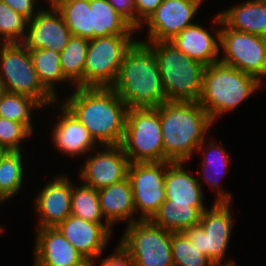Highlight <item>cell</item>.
I'll use <instances>...</instances> for the list:
<instances>
[{
    "instance_id": "1",
    "label": "cell",
    "mask_w": 266,
    "mask_h": 266,
    "mask_svg": "<svg viewBox=\"0 0 266 266\" xmlns=\"http://www.w3.org/2000/svg\"><path fill=\"white\" fill-rule=\"evenodd\" d=\"M99 146L120 145L127 106L111 87H76L62 102Z\"/></svg>"
},
{
    "instance_id": "2",
    "label": "cell",
    "mask_w": 266,
    "mask_h": 266,
    "mask_svg": "<svg viewBox=\"0 0 266 266\" xmlns=\"http://www.w3.org/2000/svg\"><path fill=\"white\" fill-rule=\"evenodd\" d=\"M128 109L156 108L167 101L153 49L136 40L126 51L111 87Z\"/></svg>"
},
{
    "instance_id": "3",
    "label": "cell",
    "mask_w": 266,
    "mask_h": 266,
    "mask_svg": "<svg viewBox=\"0 0 266 266\" xmlns=\"http://www.w3.org/2000/svg\"><path fill=\"white\" fill-rule=\"evenodd\" d=\"M156 109L160 114L165 162L187 163L214 122L198 102L166 101Z\"/></svg>"
},
{
    "instance_id": "4",
    "label": "cell",
    "mask_w": 266,
    "mask_h": 266,
    "mask_svg": "<svg viewBox=\"0 0 266 266\" xmlns=\"http://www.w3.org/2000/svg\"><path fill=\"white\" fill-rule=\"evenodd\" d=\"M256 77L221 62L206 66L198 103L211 120L244 103L262 85Z\"/></svg>"
},
{
    "instance_id": "5",
    "label": "cell",
    "mask_w": 266,
    "mask_h": 266,
    "mask_svg": "<svg viewBox=\"0 0 266 266\" xmlns=\"http://www.w3.org/2000/svg\"><path fill=\"white\" fill-rule=\"evenodd\" d=\"M145 43L155 53L167 101L198 102L205 66L178 50L171 41Z\"/></svg>"
},
{
    "instance_id": "6",
    "label": "cell",
    "mask_w": 266,
    "mask_h": 266,
    "mask_svg": "<svg viewBox=\"0 0 266 266\" xmlns=\"http://www.w3.org/2000/svg\"><path fill=\"white\" fill-rule=\"evenodd\" d=\"M230 204V202H214L210 208L207 206L199 224L188 227L182 232L215 266H235V262L230 259L223 263L234 223Z\"/></svg>"
},
{
    "instance_id": "7",
    "label": "cell",
    "mask_w": 266,
    "mask_h": 266,
    "mask_svg": "<svg viewBox=\"0 0 266 266\" xmlns=\"http://www.w3.org/2000/svg\"><path fill=\"white\" fill-rule=\"evenodd\" d=\"M120 146L130 163L165 161L159 111L128 109Z\"/></svg>"
},
{
    "instance_id": "8",
    "label": "cell",
    "mask_w": 266,
    "mask_h": 266,
    "mask_svg": "<svg viewBox=\"0 0 266 266\" xmlns=\"http://www.w3.org/2000/svg\"><path fill=\"white\" fill-rule=\"evenodd\" d=\"M0 80L4 91L28 96L42 108L58 102L40 83L22 43H0Z\"/></svg>"
},
{
    "instance_id": "9",
    "label": "cell",
    "mask_w": 266,
    "mask_h": 266,
    "mask_svg": "<svg viewBox=\"0 0 266 266\" xmlns=\"http://www.w3.org/2000/svg\"><path fill=\"white\" fill-rule=\"evenodd\" d=\"M172 232L151 220L127 224L118 243L131 257L134 266H174L171 251Z\"/></svg>"
},
{
    "instance_id": "10",
    "label": "cell",
    "mask_w": 266,
    "mask_h": 266,
    "mask_svg": "<svg viewBox=\"0 0 266 266\" xmlns=\"http://www.w3.org/2000/svg\"><path fill=\"white\" fill-rule=\"evenodd\" d=\"M136 40L132 35H110L89 40L84 87H112L126 51Z\"/></svg>"
},
{
    "instance_id": "11",
    "label": "cell",
    "mask_w": 266,
    "mask_h": 266,
    "mask_svg": "<svg viewBox=\"0 0 266 266\" xmlns=\"http://www.w3.org/2000/svg\"><path fill=\"white\" fill-rule=\"evenodd\" d=\"M219 62L256 77H266L265 37L228 27L221 20Z\"/></svg>"
},
{
    "instance_id": "12",
    "label": "cell",
    "mask_w": 266,
    "mask_h": 266,
    "mask_svg": "<svg viewBox=\"0 0 266 266\" xmlns=\"http://www.w3.org/2000/svg\"><path fill=\"white\" fill-rule=\"evenodd\" d=\"M166 169L165 161L129 164L128 178L132 187L135 213L140 211L139 220H151L166 200Z\"/></svg>"
},
{
    "instance_id": "13",
    "label": "cell",
    "mask_w": 266,
    "mask_h": 266,
    "mask_svg": "<svg viewBox=\"0 0 266 266\" xmlns=\"http://www.w3.org/2000/svg\"><path fill=\"white\" fill-rule=\"evenodd\" d=\"M205 0H163L144 24L148 26V40L143 42L171 41L192 22Z\"/></svg>"
},
{
    "instance_id": "14",
    "label": "cell",
    "mask_w": 266,
    "mask_h": 266,
    "mask_svg": "<svg viewBox=\"0 0 266 266\" xmlns=\"http://www.w3.org/2000/svg\"><path fill=\"white\" fill-rule=\"evenodd\" d=\"M104 150L95 152L86 158L80 169V178L87 186L96 190L118 183L128 177L130 164L120 145L104 146Z\"/></svg>"
},
{
    "instance_id": "15",
    "label": "cell",
    "mask_w": 266,
    "mask_h": 266,
    "mask_svg": "<svg viewBox=\"0 0 266 266\" xmlns=\"http://www.w3.org/2000/svg\"><path fill=\"white\" fill-rule=\"evenodd\" d=\"M42 8L28 21L22 44L27 49H51L61 53L72 36L70 29L53 4Z\"/></svg>"
},
{
    "instance_id": "16",
    "label": "cell",
    "mask_w": 266,
    "mask_h": 266,
    "mask_svg": "<svg viewBox=\"0 0 266 266\" xmlns=\"http://www.w3.org/2000/svg\"><path fill=\"white\" fill-rule=\"evenodd\" d=\"M57 228L88 262L102 257L113 230L110 224L93 223L72 215Z\"/></svg>"
},
{
    "instance_id": "17",
    "label": "cell",
    "mask_w": 266,
    "mask_h": 266,
    "mask_svg": "<svg viewBox=\"0 0 266 266\" xmlns=\"http://www.w3.org/2000/svg\"><path fill=\"white\" fill-rule=\"evenodd\" d=\"M35 198L37 228L57 227L71 215L72 181L65 174L50 180Z\"/></svg>"
},
{
    "instance_id": "18",
    "label": "cell",
    "mask_w": 266,
    "mask_h": 266,
    "mask_svg": "<svg viewBox=\"0 0 266 266\" xmlns=\"http://www.w3.org/2000/svg\"><path fill=\"white\" fill-rule=\"evenodd\" d=\"M34 266H87L88 261L57 227L37 228Z\"/></svg>"
},
{
    "instance_id": "19",
    "label": "cell",
    "mask_w": 266,
    "mask_h": 266,
    "mask_svg": "<svg viewBox=\"0 0 266 266\" xmlns=\"http://www.w3.org/2000/svg\"><path fill=\"white\" fill-rule=\"evenodd\" d=\"M216 15L214 21L219 25L218 28L217 26L214 28L216 36H213L205 27L194 23L184 28L171 40L178 50L205 67L219 62L221 17L220 14Z\"/></svg>"
},
{
    "instance_id": "20",
    "label": "cell",
    "mask_w": 266,
    "mask_h": 266,
    "mask_svg": "<svg viewBox=\"0 0 266 266\" xmlns=\"http://www.w3.org/2000/svg\"><path fill=\"white\" fill-rule=\"evenodd\" d=\"M60 107V119L56 121L51 132L53 144L58 147L59 152L78 157L97 150L96 142L87 128L64 104Z\"/></svg>"
},
{
    "instance_id": "21",
    "label": "cell",
    "mask_w": 266,
    "mask_h": 266,
    "mask_svg": "<svg viewBox=\"0 0 266 266\" xmlns=\"http://www.w3.org/2000/svg\"><path fill=\"white\" fill-rule=\"evenodd\" d=\"M100 208L105 221L111 226L118 222L128 220V224L137 222L139 218H133L135 207L133 203L132 187L129 178L114 183L98 190Z\"/></svg>"
},
{
    "instance_id": "22",
    "label": "cell",
    "mask_w": 266,
    "mask_h": 266,
    "mask_svg": "<svg viewBox=\"0 0 266 266\" xmlns=\"http://www.w3.org/2000/svg\"><path fill=\"white\" fill-rule=\"evenodd\" d=\"M183 166V162H167L164 182L166 200L191 203L194 207H206L201 188L204 183H199L198 179L186 172Z\"/></svg>"
},
{
    "instance_id": "23",
    "label": "cell",
    "mask_w": 266,
    "mask_h": 266,
    "mask_svg": "<svg viewBox=\"0 0 266 266\" xmlns=\"http://www.w3.org/2000/svg\"><path fill=\"white\" fill-rule=\"evenodd\" d=\"M230 28L266 37V0H249L219 13Z\"/></svg>"
},
{
    "instance_id": "24",
    "label": "cell",
    "mask_w": 266,
    "mask_h": 266,
    "mask_svg": "<svg viewBox=\"0 0 266 266\" xmlns=\"http://www.w3.org/2000/svg\"><path fill=\"white\" fill-rule=\"evenodd\" d=\"M205 141H207V138L198 146L196 151H199L202 153V163L200 165L201 173L203 174L202 178L198 179V182L200 183L201 180L203 182L207 183V185L211 186L213 190L218 189L217 196L215 198V202H230L232 203V194L229 193V191L225 192L223 189H221V184L219 180L217 179L220 177V175L223 176V174L228 173V167L230 164L229 162V153H227V150L223 148V145L220 146V144L215 145V141L209 142L205 144ZM206 145V146H205ZM205 146V148H204ZM203 170V171H202ZM213 174L214 177L210 174ZM221 176V177H222ZM209 183V184H208Z\"/></svg>"
},
{
    "instance_id": "25",
    "label": "cell",
    "mask_w": 266,
    "mask_h": 266,
    "mask_svg": "<svg viewBox=\"0 0 266 266\" xmlns=\"http://www.w3.org/2000/svg\"><path fill=\"white\" fill-rule=\"evenodd\" d=\"M207 207H194L191 203L165 200L151 221L172 233L183 232L186 228L199 224Z\"/></svg>"
},
{
    "instance_id": "26",
    "label": "cell",
    "mask_w": 266,
    "mask_h": 266,
    "mask_svg": "<svg viewBox=\"0 0 266 266\" xmlns=\"http://www.w3.org/2000/svg\"><path fill=\"white\" fill-rule=\"evenodd\" d=\"M92 30L97 37L133 35L134 29L107 0H90Z\"/></svg>"
},
{
    "instance_id": "27",
    "label": "cell",
    "mask_w": 266,
    "mask_h": 266,
    "mask_svg": "<svg viewBox=\"0 0 266 266\" xmlns=\"http://www.w3.org/2000/svg\"><path fill=\"white\" fill-rule=\"evenodd\" d=\"M53 5L61 14L73 36L87 40L95 39V33L92 30L90 0H57Z\"/></svg>"
},
{
    "instance_id": "28",
    "label": "cell",
    "mask_w": 266,
    "mask_h": 266,
    "mask_svg": "<svg viewBox=\"0 0 266 266\" xmlns=\"http://www.w3.org/2000/svg\"><path fill=\"white\" fill-rule=\"evenodd\" d=\"M89 40L71 36L60 53V65L67 81L76 87H84V66Z\"/></svg>"
},
{
    "instance_id": "29",
    "label": "cell",
    "mask_w": 266,
    "mask_h": 266,
    "mask_svg": "<svg viewBox=\"0 0 266 266\" xmlns=\"http://www.w3.org/2000/svg\"><path fill=\"white\" fill-rule=\"evenodd\" d=\"M28 50L40 83L59 101L55 85L57 82H67L60 65V53L51 49Z\"/></svg>"
},
{
    "instance_id": "30",
    "label": "cell",
    "mask_w": 266,
    "mask_h": 266,
    "mask_svg": "<svg viewBox=\"0 0 266 266\" xmlns=\"http://www.w3.org/2000/svg\"><path fill=\"white\" fill-rule=\"evenodd\" d=\"M21 152L9 151L0 161V204L15 197L24 184Z\"/></svg>"
},
{
    "instance_id": "31",
    "label": "cell",
    "mask_w": 266,
    "mask_h": 266,
    "mask_svg": "<svg viewBox=\"0 0 266 266\" xmlns=\"http://www.w3.org/2000/svg\"><path fill=\"white\" fill-rule=\"evenodd\" d=\"M71 215L99 224H109L103 219L100 208L98 190L82 184L75 186L72 183Z\"/></svg>"
},
{
    "instance_id": "32",
    "label": "cell",
    "mask_w": 266,
    "mask_h": 266,
    "mask_svg": "<svg viewBox=\"0 0 266 266\" xmlns=\"http://www.w3.org/2000/svg\"><path fill=\"white\" fill-rule=\"evenodd\" d=\"M42 108L34 99L4 91L0 96V117L24 124L33 133V110Z\"/></svg>"
},
{
    "instance_id": "33",
    "label": "cell",
    "mask_w": 266,
    "mask_h": 266,
    "mask_svg": "<svg viewBox=\"0 0 266 266\" xmlns=\"http://www.w3.org/2000/svg\"><path fill=\"white\" fill-rule=\"evenodd\" d=\"M28 21L0 0V43H22L26 36Z\"/></svg>"
},
{
    "instance_id": "34",
    "label": "cell",
    "mask_w": 266,
    "mask_h": 266,
    "mask_svg": "<svg viewBox=\"0 0 266 266\" xmlns=\"http://www.w3.org/2000/svg\"><path fill=\"white\" fill-rule=\"evenodd\" d=\"M171 251L174 266H215L182 233H172Z\"/></svg>"
},
{
    "instance_id": "35",
    "label": "cell",
    "mask_w": 266,
    "mask_h": 266,
    "mask_svg": "<svg viewBox=\"0 0 266 266\" xmlns=\"http://www.w3.org/2000/svg\"><path fill=\"white\" fill-rule=\"evenodd\" d=\"M33 133L22 123L0 117V144L10 151H23L22 143Z\"/></svg>"
},
{
    "instance_id": "36",
    "label": "cell",
    "mask_w": 266,
    "mask_h": 266,
    "mask_svg": "<svg viewBox=\"0 0 266 266\" xmlns=\"http://www.w3.org/2000/svg\"><path fill=\"white\" fill-rule=\"evenodd\" d=\"M163 0H134L136 11V30L150 17Z\"/></svg>"
},
{
    "instance_id": "37",
    "label": "cell",
    "mask_w": 266,
    "mask_h": 266,
    "mask_svg": "<svg viewBox=\"0 0 266 266\" xmlns=\"http://www.w3.org/2000/svg\"><path fill=\"white\" fill-rule=\"evenodd\" d=\"M107 1L134 29H136V11L134 0Z\"/></svg>"
},
{
    "instance_id": "38",
    "label": "cell",
    "mask_w": 266,
    "mask_h": 266,
    "mask_svg": "<svg viewBox=\"0 0 266 266\" xmlns=\"http://www.w3.org/2000/svg\"><path fill=\"white\" fill-rule=\"evenodd\" d=\"M93 264V260H90L87 266H93ZM99 266H134V263L131 257L118 244L115 252L107 258L101 260V264Z\"/></svg>"
},
{
    "instance_id": "39",
    "label": "cell",
    "mask_w": 266,
    "mask_h": 266,
    "mask_svg": "<svg viewBox=\"0 0 266 266\" xmlns=\"http://www.w3.org/2000/svg\"><path fill=\"white\" fill-rule=\"evenodd\" d=\"M10 8H13L17 13L23 15L28 20H31L40 9H36L37 0H2Z\"/></svg>"
},
{
    "instance_id": "40",
    "label": "cell",
    "mask_w": 266,
    "mask_h": 266,
    "mask_svg": "<svg viewBox=\"0 0 266 266\" xmlns=\"http://www.w3.org/2000/svg\"><path fill=\"white\" fill-rule=\"evenodd\" d=\"M4 145L0 144V161L5 157V155L9 152Z\"/></svg>"
},
{
    "instance_id": "41",
    "label": "cell",
    "mask_w": 266,
    "mask_h": 266,
    "mask_svg": "<svg viewBox=\"0 0 266 266\" xmlns=\"http://www.w3.org/2000/svg\"><path fill=\"white\" fill-rule=\"evenodd\" d=\"M4 92V89H3V85H2V82H1V80H0V96H1V94Z\"/></svg>"
},
{
    "instance_id": "42",
    "label": "cell",
    "mask_w": 266,
    "mask_h": 266,
    "mask_svg": "<svg viewBox=\"0 0 266 266\" xmlns=\"http://www.w3.org/2000/svg\"><path fill=\"white\" fill-rule=\"evenodd\" d=\"M57 0H48V2H47V0H46V2L50 5V4H54L55 2H56Z\"/></svg>"
},
{
    "instance_id": "43",
    "label": "cell",
    "mask_w": 266,
    "mask_h": 266,
    "mask_svg": "<svg viewBox=\"0 0 266 266\" xmlns=\"http://www.w3.org/2000/svg\"><path fill=\"white\" fill-rule=\"evenodd\" d=\"M2 231H3V228L0 226V233H2Z\"/></svg>"
}]
</instances>
